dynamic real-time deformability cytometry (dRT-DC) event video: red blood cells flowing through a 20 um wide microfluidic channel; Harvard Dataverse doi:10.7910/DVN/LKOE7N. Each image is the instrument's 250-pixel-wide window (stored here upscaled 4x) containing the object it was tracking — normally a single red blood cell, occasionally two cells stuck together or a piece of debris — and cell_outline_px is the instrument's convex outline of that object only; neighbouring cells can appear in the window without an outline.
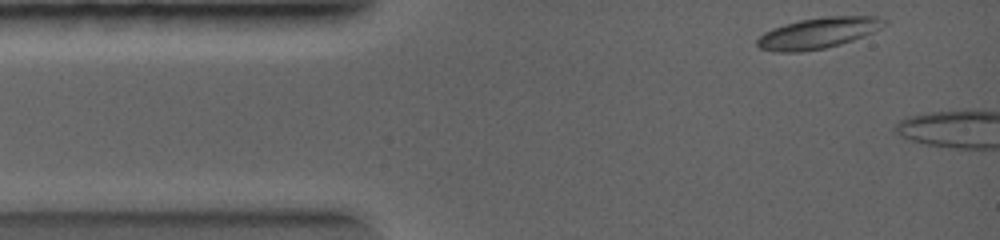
{"species": "common noctule bat (a hibernating species)", "species_latin": "Nyctalus noctula", "temperature_condition": "warm", "stored_images_in_passage": 3, "camera_frame_rate_fps": 5000, "um_per_image_px": 0.085, "animal": {"sex": "female", "body_mass_g": 19.0, "forearm_length_mm": 56.7}, "frame": {"image": 1, "passage_image": 1, "time_ms": 0.0, "image_size_px": [1000, 240], "cell_outline_px": [[888, 24], [872, 32], [852, 40], [840, 44], [824, 48], [800, 52], [772, 52], [760, 48], [756, 44], [756, 40], [764, 32], [772, 28], [784, 24], [800, 20], [824, 16], [880, 16], [888, 20]], "centroid_in_image_um": [69.54, 2.8], "position_along_channel_um": 15.5, "area_um2": 23.0}}